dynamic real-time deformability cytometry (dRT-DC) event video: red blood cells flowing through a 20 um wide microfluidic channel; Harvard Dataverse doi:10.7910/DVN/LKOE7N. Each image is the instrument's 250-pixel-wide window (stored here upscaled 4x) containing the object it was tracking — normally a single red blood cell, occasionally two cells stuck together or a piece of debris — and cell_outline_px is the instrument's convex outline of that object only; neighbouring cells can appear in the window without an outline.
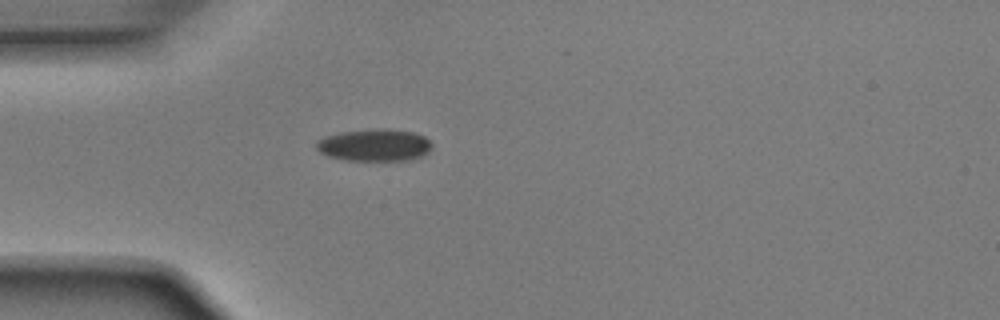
{"species": "Egyptian fruit bat (a non-hibernating species)", "species_latin": "Rousettus aegyptiacus", "temperature_condition": "room temperature", "stored_images_in_passage": 38, "camera_frame_rate_fps": 3000, "um_per_image_px": 0.085, "animal": {"sex": "male"}, "frame": {"image": 1, "passage_image": 1, "time_ms": 0.0, "image_size_px": [1000, 320], "cell_outline_px": [[432, 148], [424, 156], [412, 160], [344, 160], [328, 156], [320, 152], [316, 148], [316, 140], [324, 136], [340, 132], [368, 128], [388, 128], [412, 132], [424, 136], [432, 144]], "centroid_in_image_um": [31.83, 12.32], "position_along_channel_um": 53.2, "area_um2": 22.08}}
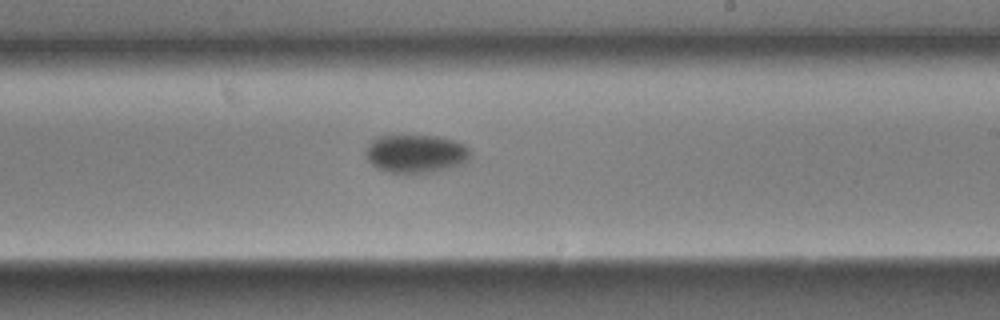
{"frame": {"image": 2, "passage_image": 17, "time_ms": 5.333, "image_size_px": [1000, 320], "cell_outline_px": [[468, 164], [436, 172], [412, 176], [404, 176], [388, 172], [376, 168], [364, 156], [368, 144], [372, 140], [380, 136], [436, 136], [452, 140], [464, 144], [468, 148]], "centroid_in_image_um": [35.34, 13.13], "position_along_channel_um": 253.7, "area_um2": 24.16}}
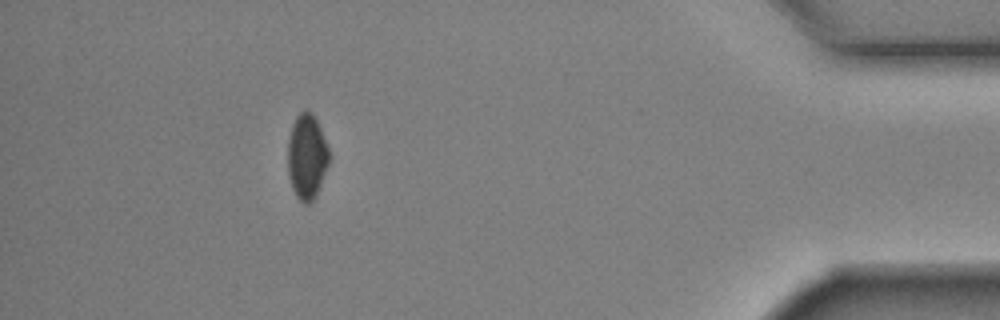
{"frame": {"image": 3, "passage_image": 33, "time_ms": 10.667, "image_size_px": [1000, 320], "cell_outline_px": [[332, 156], [316, 196], [308, 204], [304, 204], [296, 196], [292, 188], [288, 172], [288, 140], [292, 124], [296, 116], [300, 112], [312, 112], [320, 128]], "centroid_in_image_um": [26.1, 13.33], "position_along_channel_um": 409.1, "area_um2": 20.58}, "authors_computed_cell_mechanics": {"area_um2": 22.6287, "velocity_mm_per_s": 3.9255, "shape_relaxation_time_tau1_ms": 2.7162, "shape_relaxation_time_tau2_ms": null, "deformation_change_tau1": 0.1001, "deformation_change_tau2": null}}